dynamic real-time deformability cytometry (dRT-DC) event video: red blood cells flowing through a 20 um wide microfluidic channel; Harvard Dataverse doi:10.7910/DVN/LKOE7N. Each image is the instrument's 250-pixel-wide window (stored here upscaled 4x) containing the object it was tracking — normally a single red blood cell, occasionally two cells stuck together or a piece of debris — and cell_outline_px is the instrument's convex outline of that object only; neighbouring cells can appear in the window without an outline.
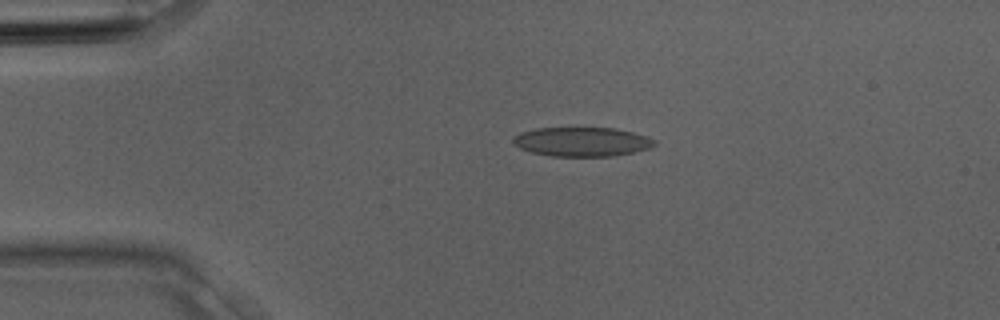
{"species": "Egyptian fruit bat (a non-hibernating species)", "species_latin": "Rousettus aegyptiacus", "temperature_condition": "room temperature", "stored_images_in_passage": 1, "camera_frame_rate_fps": 3000, "um_per_image_px": 0.085, "animal": {"sex": "male"}, "frame": {"image": 1, "passage_image": 1, "time_ms": 0.0, "image_size_px": [1000, 320], "cell_outline_px": [[656, 144], [648, 148], [632, 152], [612, 156], [552, 156], [532, 152], [520, 148], [512, 144], [512, 140], [520, 132], [536, 128], [616, 128], [648, 136], [656, 140]], "centroid_in_image_um": [49.46, 12.04], "position_along_channel_um": 35.5, "area_um2": 23.99}}